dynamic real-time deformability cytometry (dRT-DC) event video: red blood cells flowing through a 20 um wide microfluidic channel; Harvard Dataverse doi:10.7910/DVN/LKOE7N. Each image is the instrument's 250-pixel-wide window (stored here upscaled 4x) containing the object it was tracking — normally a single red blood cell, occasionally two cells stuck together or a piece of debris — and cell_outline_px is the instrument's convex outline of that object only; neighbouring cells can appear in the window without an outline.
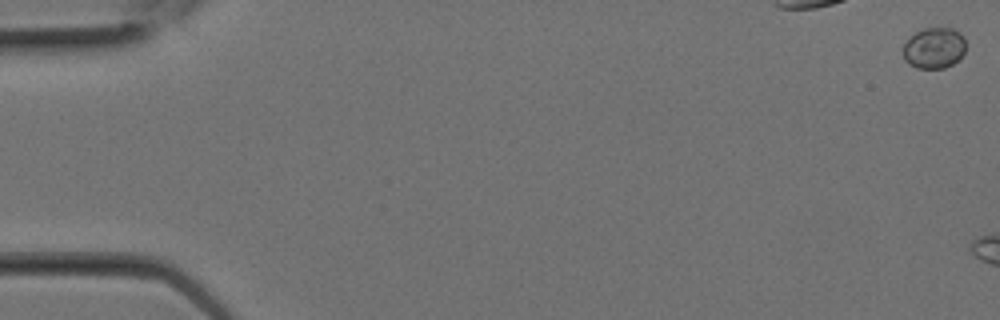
{"species": "Egyptian fruit bat (a non-hibernating species)", "species_latin": "Rousettus aegyptiacus", "temperature_condition": "room temperature", "stored_images_in_passage": 4, "camera_frame_rate_fps": 3000, "um_per_image_px": 0.085, "animal": {"sex": "female"}, "frame": {"image": 1, "passage_image": 1, "time_ms": 0.0, "image_size_px": [1000, 320], "cell_outline_px": [[964, 52], [952, 64], [944, 68], [916, 68], [908, 64], [904, 60], [904, 44], [908, 36], [924, 28], [952, 28], [960, 32], [964, 36]], "centroid_in_image_um": [79.37, 4.07], "position_along_channel_um": 5.6, "area_um2": 14.97}}